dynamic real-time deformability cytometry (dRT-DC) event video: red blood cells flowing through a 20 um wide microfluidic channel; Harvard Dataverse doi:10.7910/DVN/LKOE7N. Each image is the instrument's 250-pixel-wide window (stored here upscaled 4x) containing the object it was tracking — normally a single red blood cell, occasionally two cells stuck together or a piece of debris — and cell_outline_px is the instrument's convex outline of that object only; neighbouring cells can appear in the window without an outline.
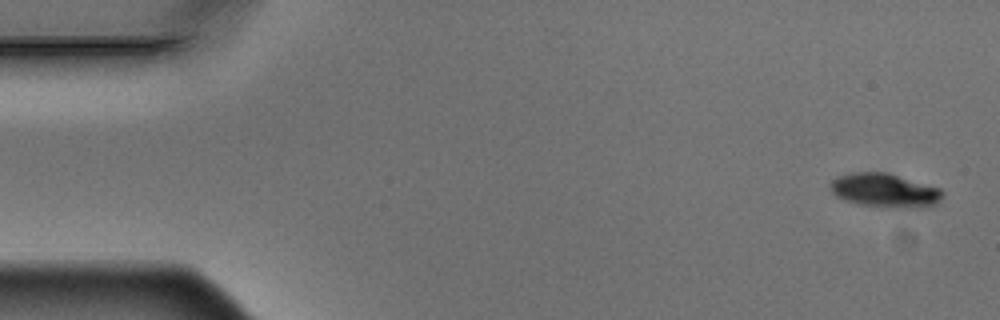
{"species": "Egyptian fruit bat (a non-hibernating species)", "species_latin": "Rousettus aegyptiacus", "temperature_condition": "warm", "stored_images_in_passage": 5, "camera_frame_rate_fps": 3000, "um_per_image_px": 0.085, "animal": {"sex": "male"}, "frame": {"image": 1, "passage_image": 1, "time_ms": 0.0, "image_size_px": [1000, 320], "cell_outline_px": [[944, 196], [936, 204], [904, 208], [856, 204], [836, 196], [832, 192], [832, 180], [836, 176], [852, 172], [888, 172], [940, 188], [944, 192]], "centroid_in_image_um": [75.21, 16.16], "position_along_channel_um": 9.8, "area_um2": 22.02}}
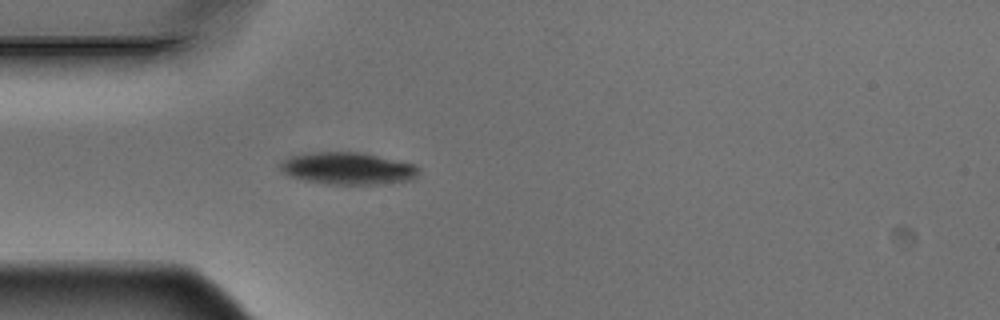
{"frame": {"image": 2, "passage_image": 5, "time_ms": 1.333, "image_size_px": [1000, 320], "cell_outline_px": [[420, 168], [416, 176], [412, 180], [372, 184], [328, 184], [304, 180], [288, 176], [280, 172], [280, 164], [288, 156], [312, 152], [360, 152], [416, 164]], "centroid_in_image_um": [29.53, 14.31], "position_along_channel_um": 55.5, "area_um2": 26.01}}